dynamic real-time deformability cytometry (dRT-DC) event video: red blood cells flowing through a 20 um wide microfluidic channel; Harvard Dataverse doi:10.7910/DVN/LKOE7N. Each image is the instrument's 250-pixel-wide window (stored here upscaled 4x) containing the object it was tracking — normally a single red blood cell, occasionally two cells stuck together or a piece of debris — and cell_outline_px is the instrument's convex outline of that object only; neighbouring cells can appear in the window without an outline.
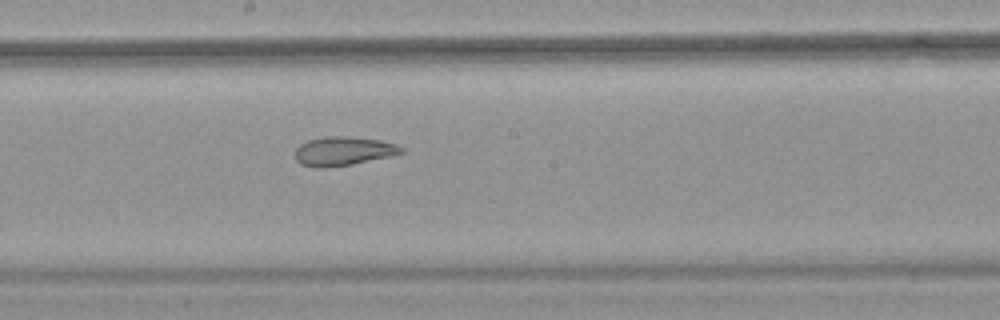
{"species": "common noctule bat (a hibernating species)", "species_latin": "Nyctalus noctula", "temperature_condition": "warm", "stored_images_in_passage": 41, "camera_frame_rate_fps": 3000, "um_per_image_px": 0.085, "animal": {"sex": "female", "body_mass_g": 18.4}, "frame": {"image": 1, "passage_image": 18, "time_ms": 5.667, "image_size_px": [1000, 320], "cell_outline_px": [[404, 152], [388, 156], [352, 164], [324, 168], [316, 168], [300, 164], [296, 160], [296, 148], [300, 144], [308, 140], [324, 136], [348, 136], [380, 140], [396, 144], [404, 148]], "centroid_in_image_um": [29.15, 12.84], "position_along_channel_um": 219.0, "area_um2": 17.86}, "authors_computed_cell_mechanics": {"area_um2": 20.1722, "velocity_mm_per_s": 3.8171, "shape_relaxation_time_tau1_ms": null, "shape_relaxation_time_tau2_ms": 2.3277, "deformation_change_tau1": null, "deformation_change_tau2": 0.0963}}